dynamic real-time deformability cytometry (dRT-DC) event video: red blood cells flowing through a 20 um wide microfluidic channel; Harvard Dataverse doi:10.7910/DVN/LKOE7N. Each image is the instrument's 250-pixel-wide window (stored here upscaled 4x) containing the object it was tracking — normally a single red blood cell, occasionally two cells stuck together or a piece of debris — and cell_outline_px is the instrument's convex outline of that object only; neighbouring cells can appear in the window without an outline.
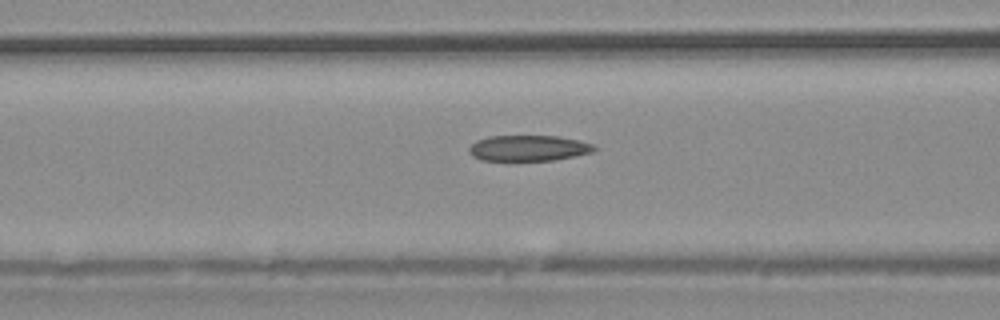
{"species": "common noctule bat (a hibernating species)", "species_latin": "Nyctalus noctula", "temperature_condition": "warm", "stored_images_in_passage": 26, "camera_frame_rate_fps": 3000, "um_per_image_px": 0.085, "animal": {"sex": "male", "body_mass_g": 20.4}, "frame": {"image": 1, "passage_image": 5, "time_ms": 1.333, "image_size_px": [1000, 320], "cell_outline_px": [[596, 148], [592, 152], [576, 156], [552, 160], [480, 160], [472, 156], [468, 152], [468, 148], [476, 140], [488, 136], [556, 136], [580, 140], [592, 144]], "centroid_in_image_um": [44.89, 12.58], "position_along_channel_um": 121.7, "area_um2": 18.79}}
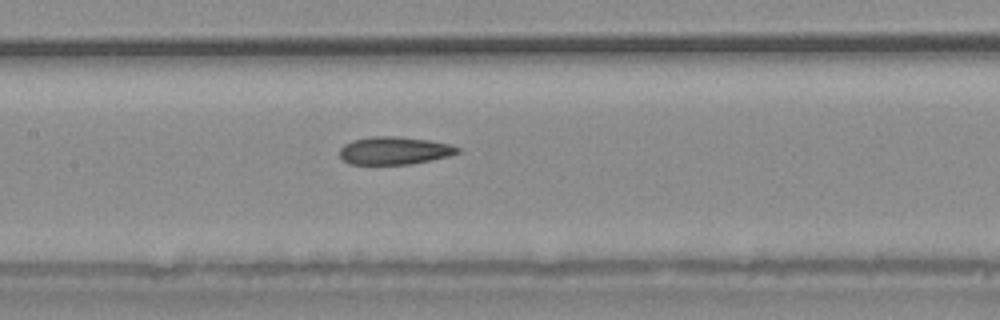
{"frame": {"image": 2, "passage_image": 8, "time_ms": 2.333, "image_size_px": [1000, 320], "cell_outline_px": [[460, 152], [448, 156], [412, 164], [348, 164], [340, 156], [340, 148], [344, 144], [352, 140], [372, 136], [396, 136], [428, 140], [452, 144], [460, 148]], "centroid_in_image_um": [33.52, 12.8], "position_along_channel_um": 173.9, "area_um2": 19.13}}